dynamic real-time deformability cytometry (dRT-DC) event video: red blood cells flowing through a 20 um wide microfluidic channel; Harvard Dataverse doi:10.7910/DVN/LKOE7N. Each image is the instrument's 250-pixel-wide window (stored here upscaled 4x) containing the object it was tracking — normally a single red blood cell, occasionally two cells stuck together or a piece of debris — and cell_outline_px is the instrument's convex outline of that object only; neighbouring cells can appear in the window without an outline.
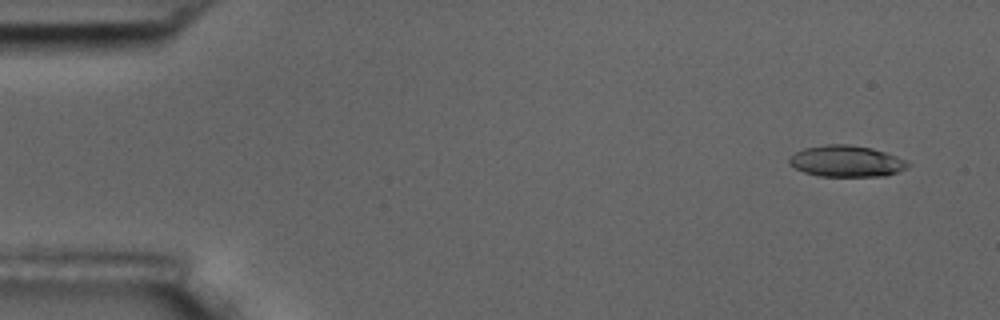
{"species": "common noctule bat (a hibernating species)", "species_latin": "Nyctalus noctula", "temperature_condition": "room temperature", "stored_images_in_passage": 5, "camera_frame_rate_fps": 3000, "um_per_image_px": 0.085, "animal": {"sex": "male", "body_mass_g": 17.5, "forearm_length_mm": 52.3}, "frame": {"image": 1, "passage_image": 1, "time_ms": 0.0, "image_size_px": [1000, 320], "cell_outline_px": [[908, 168], [884, 176], [820, 176], [804, 172], [788, 164], [788, 160], [796, 152], [804, 148], [824, 144], [848, 144], [872, 148], [896, 156], [904, 160], [908, 164]], "centroid_in_image_um": [71.91, 13.7], "position_along_channel_um": 13.1, "area_um2": 21.5}}